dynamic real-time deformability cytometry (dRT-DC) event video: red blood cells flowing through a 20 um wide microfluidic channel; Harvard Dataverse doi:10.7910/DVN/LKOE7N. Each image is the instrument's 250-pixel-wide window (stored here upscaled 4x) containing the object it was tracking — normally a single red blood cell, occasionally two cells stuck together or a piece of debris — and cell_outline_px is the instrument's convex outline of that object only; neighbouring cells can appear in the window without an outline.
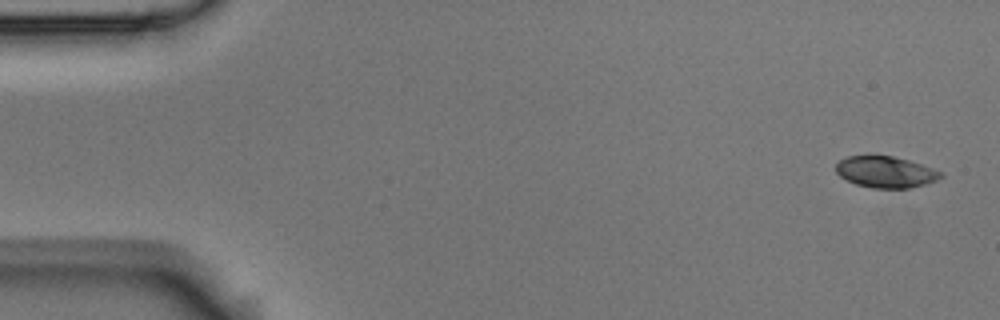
{"species": "Egyptian fruit bat (a non-hibernating species)", "species_latin": "Rousettus aegyptiacus", "temperature_condition": "room temperature", "stored_images_in_passage": 6, "camera_frame_rate_fps": 3000, "um_per_image_px": 0.085, "animal": {"sex": "male"}, "frame": {"image": 1, "passage_image": 1, "time_ms": 0.0, "image_size_px": [1000, 320], "cell_outline_px": [[944, 176], [936, 180], [924, 184], [908, 188], [872, 188], [856, 184], [840, 176], [836, 172], [836, 164], [840, 160], [848, 156], [892, 156], [908, 160], [944, 172]], "centroid_in_image_um": [75.29, 14.62], "position_along_channel_um": 9.7, "area_um2": 18.96}}
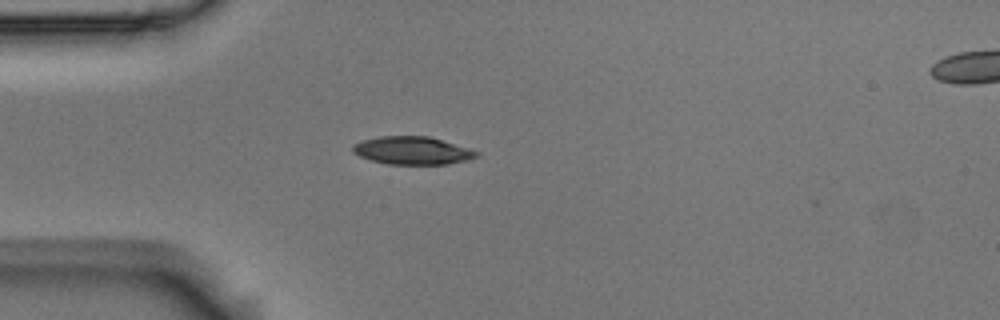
{"frame": {"image": 2, "passage_image": 4, "time_ms": 1.0, "image_size_px": [1000, 320], "cell_outline_px": [[480, 156], [448, 164], [388, 164], [372, 160], [360, 156], [352, 152], [352, 144], [360, 140], [380, 136], [428, 136], [468, 148], [480, 152]], "centroid_in_image_um": [35.01, 12.79], "position_along_channel_um": 50.0, "area_um2": 20.06}}